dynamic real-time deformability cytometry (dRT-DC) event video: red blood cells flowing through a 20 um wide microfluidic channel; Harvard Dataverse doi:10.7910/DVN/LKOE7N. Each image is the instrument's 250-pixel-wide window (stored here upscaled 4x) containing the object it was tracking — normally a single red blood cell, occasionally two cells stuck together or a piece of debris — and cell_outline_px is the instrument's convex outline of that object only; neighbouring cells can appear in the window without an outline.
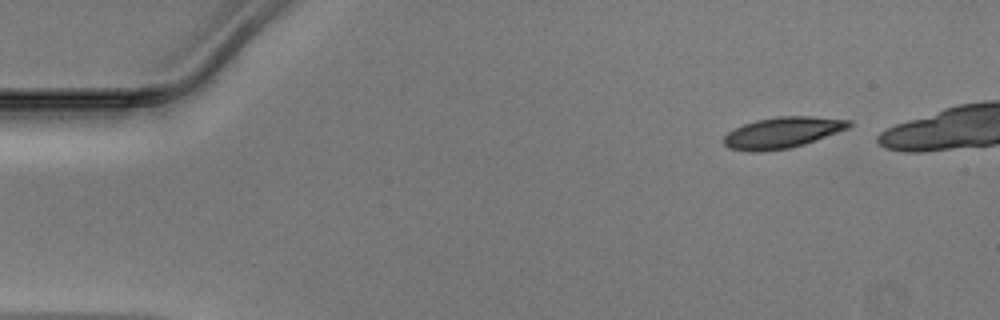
{"species": "Egyptian fruit bat (a non-hibernating species)", "species_latin": "Rousettus aegyptiacus", "temperature_condition": "warm", "stored_images_in_passage": 39, "camera_frame_rate_fps": 3000, "um_per_image_px": 0.085, "animal": {"sex": "male"}, "frame": {"image": 1, "passage_image": 1, "time_ms": 0.0, "image_size_px": [1000, 320], "cell_outline_px": [[852, 124], [848, 128], [804, 144], [788, 148], [752, 152], [728, 148], [724, 144], [724, 136], [728, 132], [744, 124], [756, 120], [776, 116], [812, 116], [852, 120]], "centroid_in_image_um": [66.5, 11.26], "position_along_channel_um": 18.5, "area_um2": 22.43}}
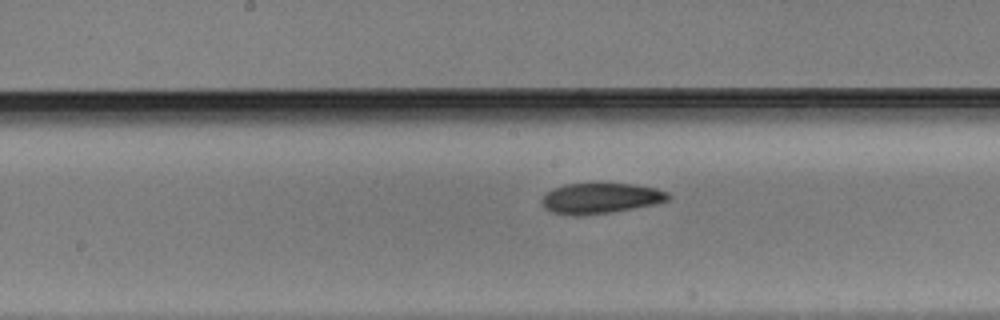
{"frame": {"image": 2, "passage_image": 21, "time_ms": 6.667, "image_size_px": [1000, 320], "cell_outline_px": [[672, 196], [668, 200], [652, 204], [632, 208], [608, 212], [580, 216], [572, 216], [552, 212], [544, 208], [540, 204], [540, 200], [552, 188], [564, 184], [636, 184], [656, 188], [668, 192]], "centroid_in_image_um": [51.0, 16.85], "position_along_channel_um": 197.2, "area_um2": 22.43}}
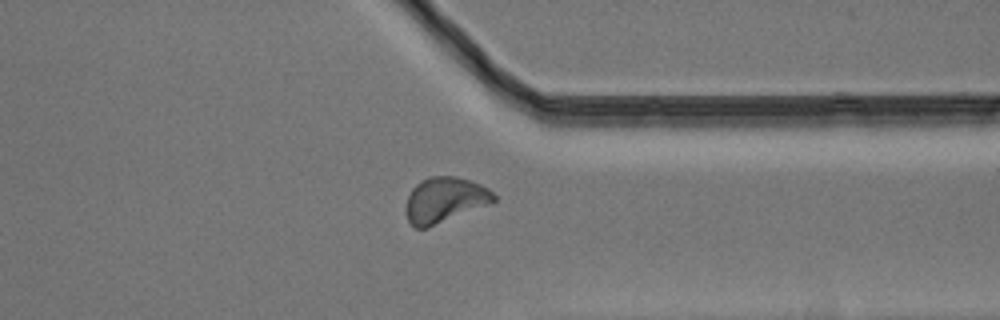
{"frame": {"image": 3, "passage_image": 34, "time_ms": 11.0, "image_size_px": [1000, 320], "cell_outline_px": [[496, 200], [492, 204], [428, 228], [416, 228], [408, 220], [404, 208], [408, 196], [412, 188], [416, 184], [432, 176], [456, 176], [480, 184], [488, 188], [496, 196]], "centroid_in_image_um": [37.82, 17.01], "position_along_channel_um": 373.6, "area_um2": 23.47}}